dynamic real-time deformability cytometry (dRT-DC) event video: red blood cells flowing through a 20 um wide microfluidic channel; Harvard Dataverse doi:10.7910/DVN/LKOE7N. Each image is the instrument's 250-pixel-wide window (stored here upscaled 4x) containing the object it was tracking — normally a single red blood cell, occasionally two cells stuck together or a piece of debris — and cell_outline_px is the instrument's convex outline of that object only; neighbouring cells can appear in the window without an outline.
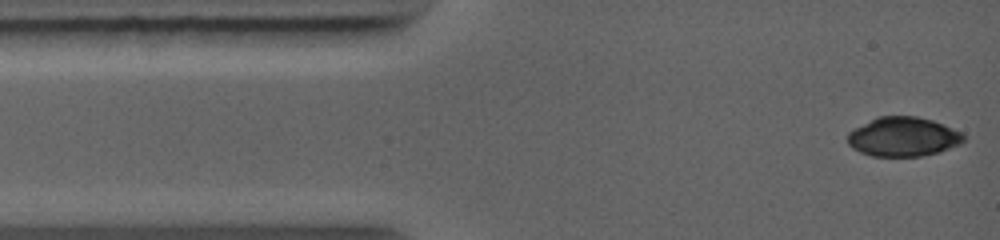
{"species": "common noctule bat (a hibernating species)", "species_latin": "Nyctalus noctula", "temperature_condition": "warm", "stored_images_in_passage": 14, "camera_frame_rate_fps": 5000, "um_per_image_px": 0.085, "animal": {"sex": "female", "body_mass_g": 19.0, "forearm_length_mm": 56.7}, "frame": {"image": 1, "passage_image": 1, "time_ms": 0.0, "image_size_px": [1000, 240], "cell_outline_px": [[964, 140], [948, 148], [936, 152], [920, 156], [872, 156], [860, 152], [852, 148], [848, 144], [848, 132], [880, 116], [916, 116], [932, 120], [960, 132], [964, 136]], "centroid_in_image_um": [76.72, 11.63], "position_along_channel_um": 8.3, "area_um2": 25.95}}
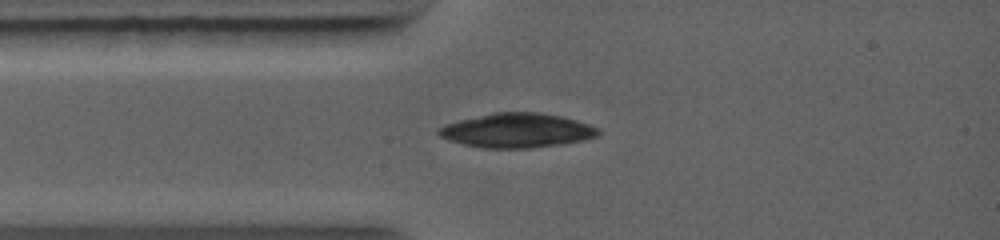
{"frame": {"image": 2, "passage_image": 13, "time_ms": 2.0, "image_size_px": [1000, 240], "cell_outline_px": [[600, 132], [596, 136], [580, 140], [560, 144], [532, 148], [480, 148], [448, 140], [440, 136], [436, 132], [440, 128], [448, 124], [460, 120], [492, 112], [536, 112], [560, 116], [576, 120], [596, 128]], "centroid_in_image_um": [43.89, 11.09], "position_along_channel_um": 41.1, "area_um2": 31.5}}